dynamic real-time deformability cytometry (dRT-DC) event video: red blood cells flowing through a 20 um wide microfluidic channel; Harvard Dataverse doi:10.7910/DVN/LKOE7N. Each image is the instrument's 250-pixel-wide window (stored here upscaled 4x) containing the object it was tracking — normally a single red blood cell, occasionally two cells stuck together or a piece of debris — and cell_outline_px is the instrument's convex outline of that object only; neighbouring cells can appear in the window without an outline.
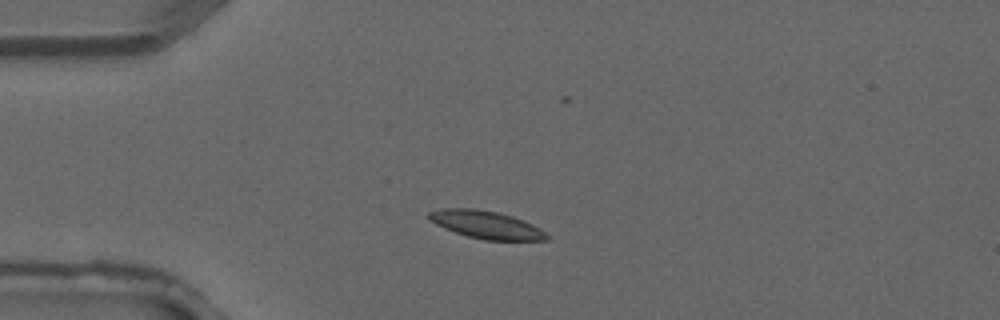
{"species": "common noctule bat (a hibernating species)", "species_latin": "Nyctalus noctula", "temperature_condition": "warm", "stored_images_in_passage": 1, "camera_frame_rate_fps": 3000, "um_per_image_px": 0.085, "animal": {"sex": "male", "forearm_length_mm": 52.5}, "frame": {"image": 1, "passage_image": 1, "time_ms": 0.0, "image_size_px": [1000, 320], "cell_outline_px": [[548, 240], [484, 240], [468, 236], [444, 228], [428, 220], [428, 212], [440, 208], [476, 208], [500, 212], [512, 216], [532, 224], [540, 228], [548, 236]], "centroid_in_image_um": [41.29, 19.08], "position_along_channel_um": 43.7, "area_um2": 19.07}}